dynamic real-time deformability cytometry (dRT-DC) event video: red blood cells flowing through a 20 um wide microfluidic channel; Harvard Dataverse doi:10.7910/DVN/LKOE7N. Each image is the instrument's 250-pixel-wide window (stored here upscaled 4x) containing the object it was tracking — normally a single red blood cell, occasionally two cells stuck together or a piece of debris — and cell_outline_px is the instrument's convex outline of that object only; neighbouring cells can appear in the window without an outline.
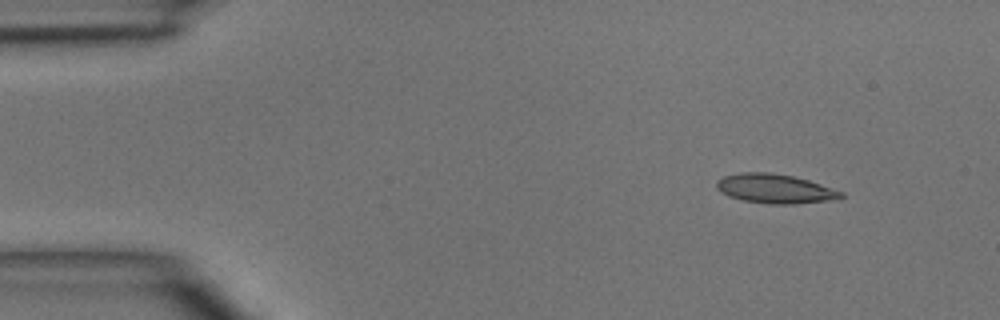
{"species": "common noctule bat (a hibernating species)", "species_latin": "Nyctalus noctula", "temperature_condition": "room temperature", "stored_images_in_passage": 5, "camera_frame_rate_fps": 3000, "um_per_image_px": 0.085, "animal": {"sex": "male", "body_mass_g": 15.6}, "frame": {"image": 1, "passage_image": 1, "time_ms": 0.0, "image_size_px": [1000, 320], "cell_outline_px": [[844, 196], [840, 200], [796, 204], [768, 204], [744, 200], [728, 196], [720, 192], [716, 188], [716, 180], [724, 176], [740, 172], [768, 172], [792, 176], [808, 180], [844, 192]], "centroid_in_image_um": [65.9, 16.05], "position_along_channel_um": 19.1, "area_um2": 21.5}}
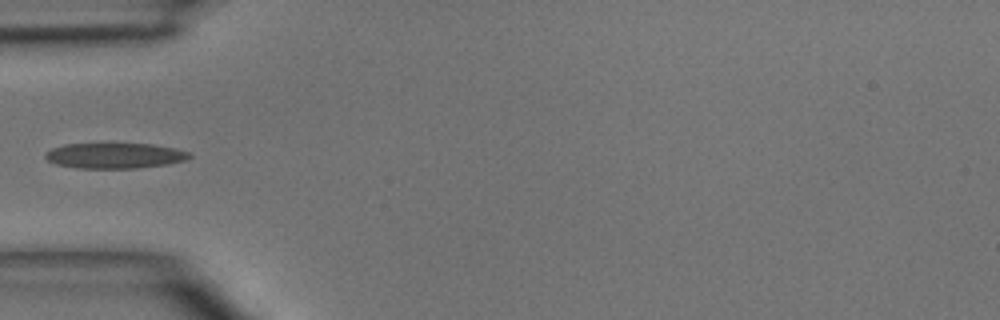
{"frame": {"image": 2, "passage_image": 4, "time_ms": 3.333, "image_size_px": [1000, 320], "cell_outline_px": [[192, 156], [188, 160], [168, 164], [136, 168], [76, 168], [56, 164], [48, 160], [44, 156], [44, 152], [52, 148], [64, 144], [152, 144], [172, 148], [188, 152]], "centroid_in_image_um": [9.73, 13.23], "position_along_channel_um": 75.3, "area_um2": 21.33}}